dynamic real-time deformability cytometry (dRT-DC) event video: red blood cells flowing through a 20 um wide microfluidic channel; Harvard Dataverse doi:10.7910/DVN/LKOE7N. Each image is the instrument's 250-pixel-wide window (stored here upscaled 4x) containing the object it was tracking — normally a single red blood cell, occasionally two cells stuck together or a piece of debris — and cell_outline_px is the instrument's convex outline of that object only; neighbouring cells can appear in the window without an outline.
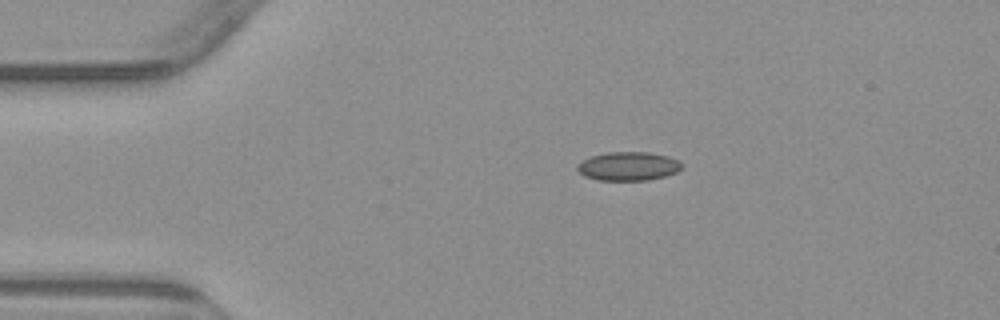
{"species": "common noctule bat (a hibernating species)", "species_latin": "Nyctalus noctula", "temperature_condition": "warm", "stored_images_in_passage": 6, "camera_frame_rate_fps": 3000, "um_per_image_px": 0.085, "animal": {"sex": "male", "body_mass_g": 23.1, "forearm_length_mm": 52.7}, "frame": {"image": 1, "passage_image": 6, "time_ms": 7.0, "image_size_px": [1000, 320], "cell_outline_px": [[680, 168], [676, 172], [664, 176], [648, 180], [600, 180], [584, 176], [576, 168], [584, 160], [592, 156], [608, 152], [648, 152], [668, 156], [680, 160]], "centroid_in_image_um": [53.42, 14.12], "position_along_channel_um": 31.6, "area_um2": 17.22}}